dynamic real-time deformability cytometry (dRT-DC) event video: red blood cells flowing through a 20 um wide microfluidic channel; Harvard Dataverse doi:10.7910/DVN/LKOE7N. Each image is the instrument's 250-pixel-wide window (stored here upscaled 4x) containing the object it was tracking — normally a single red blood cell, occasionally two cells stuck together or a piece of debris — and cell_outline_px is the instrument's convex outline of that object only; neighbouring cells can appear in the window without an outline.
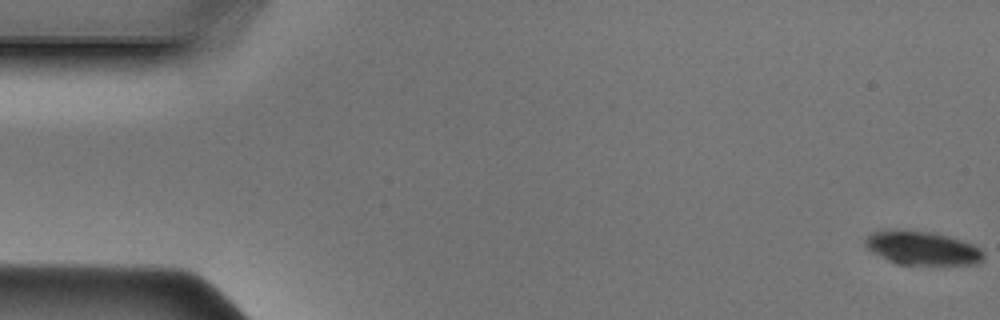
{"species": "Egyptian fruit bat (a non-hibernating species)", "species_latin": "Rousettus aegyptiacus", "temperature_condition": "cold", "stored_images_in_passage": 48, "camera_frame_rate_fps": 3000, "um_per_image_px": 0.085, "animal": {"sex": "male"}, "frame": {"image": 1, "passage_image": 1, "time_ms": 0.0, "image_size_px": [1000, 320], "cell_outline_px": [[984, 256], [976, 264], [896, 264], [872, 252], [864, 244], [864, 240], [872, 232], [884, 228], [908, 228], [936, 232], [972, 244], [980, 248], [984, 252]], "centroid_in_image_um": [78.32, 21.03], "position_along_channel_um": 6.7, "area_um2": 23.7}}
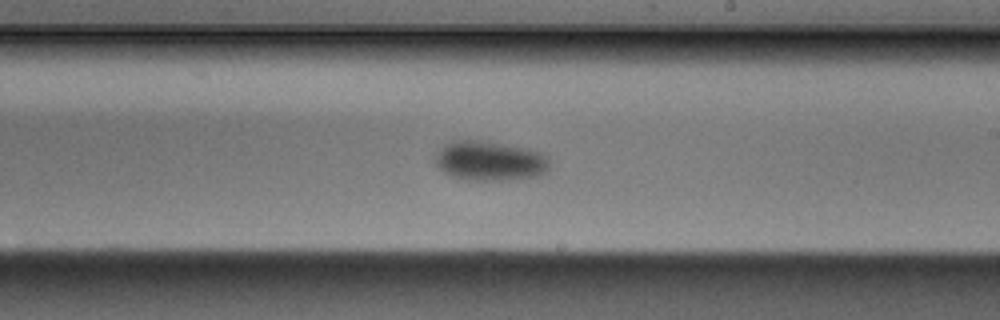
{"frame": {"image": 2, "passage_image": 28, "time_ms": 9.0, "image_size_px": [1000, 320], "cell_outline_px": [[548, 168], [544, 176], [508, 180], [464, 180], [452, 176], [444, 172], [436, 164], [436, 156], [448, 144], [456, 140], [480, 140], [528, 148], [544, 152], [548, 156]], "centroid_in_image_um": [41.73, 13.69], "position_along_channel_um": 247.3, "area_um2": 26.47}}
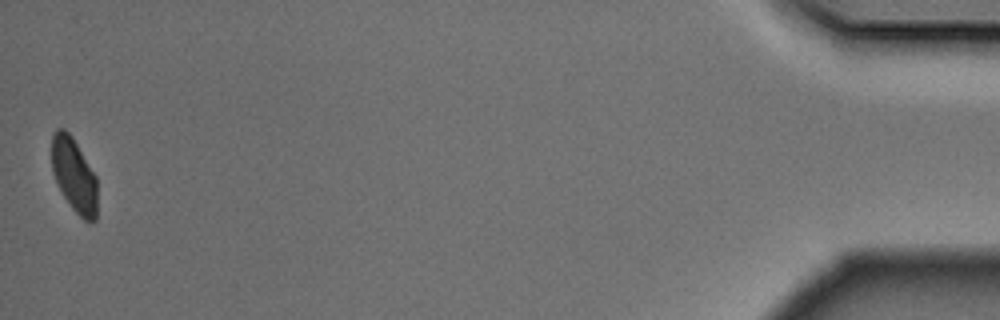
{"frame": {"image": 3, "passage_image": 48, "time_ms": 15.667, "image_size_px": [1000, 320], "cell_outline_px": [[96, 220], [84, 220], [72, 208], [64, 196], [52, 172], [52, 136], [56, 128], [64, 128], [72, 136], [96, 176]], "centroid_in_image_um": [6.28, 14.85], "position_along_channel_um": 428.9, "area_um2": 19.36}}